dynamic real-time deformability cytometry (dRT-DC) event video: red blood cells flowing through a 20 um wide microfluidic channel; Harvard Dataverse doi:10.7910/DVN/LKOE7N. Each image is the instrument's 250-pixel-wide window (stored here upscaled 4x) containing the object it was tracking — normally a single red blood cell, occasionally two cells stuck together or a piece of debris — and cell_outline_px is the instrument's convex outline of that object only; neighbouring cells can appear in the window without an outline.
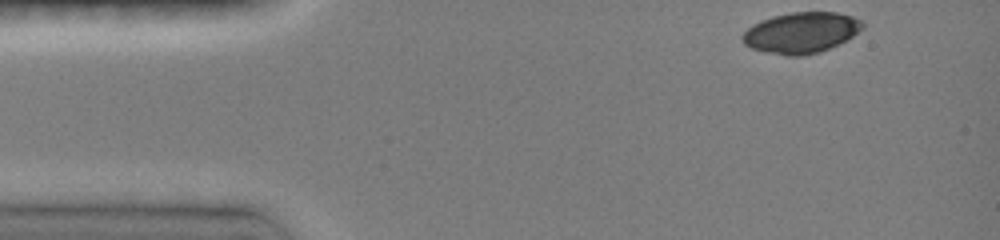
{"species": "common noctule bat (a hibernating species)", "species_latin": "Nyctalus noctula", "temperature_condition": "room temperature", "stored_images_in_passage": 8, "camera_frame_rate_fps": 3000, "um_per_image_px": 0.085, "animal": {"sex": "female", "body_mass_g": 19.0, "forearm_length_mm": 51.5}, "frame": {"image": 1, "passage_image": 1, "time_ms": 0.0, "image_size_px": [1000, 240], "cell_outline_px": [[864, 28], [852, 36], [820, 52], [800, 56], [784, 56], [764, 52], [752, 48], [744, 44], [740, 36], [752, 24], [760, 20], [772, 16], [792, 12], [836, 12], [852, 16], [864, 20]], "centroid_in_image_um": [68.08, 2.77], "position_along_channel_um": 16.9, "area_um2": 28.73}}
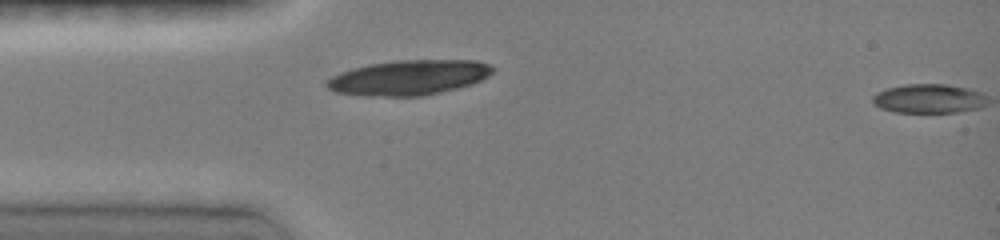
{"frame": {"image": 2, "passage_image": 7, "time_ms": 2.667, "image_size_px": [1000, 240], "cell_outline_px": [[496, 68], [488, 76], [472, 84], [440, 92], [420, 96], [364, 96], [336, 92], [328, 88], [324, 84], [324, 80], [340, 72], [352, 68], [368, 64], [396, 60], [476, 60], [492, 64]], "centroid_in_image_um": [34.73, 6.58], "position_along_channel_um": 50.3, "area_um2": 34.1}}